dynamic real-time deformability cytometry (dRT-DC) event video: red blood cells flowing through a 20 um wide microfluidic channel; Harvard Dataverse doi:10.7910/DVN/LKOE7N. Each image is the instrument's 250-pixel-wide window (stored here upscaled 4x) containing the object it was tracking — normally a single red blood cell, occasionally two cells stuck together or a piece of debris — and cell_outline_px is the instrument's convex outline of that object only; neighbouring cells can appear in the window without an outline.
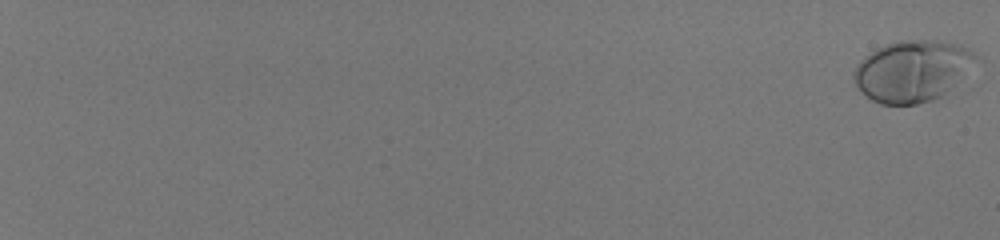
{"species": "human", "species_latin": "Homo sapiens", "temperature_condition": "room temperature", "stored_images_in_passage": 59, "camera_frame_rate_fps": 3000, "um_per_image_px": 0.085, "donor": {"sex": "male"}, "frame": {"image": 1, "passage_image": 1, "time_ms": 0.0, "image_size_px": [1000, 240], "cell_outline_px": [[976, 56], [952, 84], [940, 96], [932, 100], [916, 104], [880, 104], [872, 100], [856, 84], [852, 76], [860, 60], [864, 56], [876, 48], [884, 44], [900, 40], [944, 40], [960, 44], [968, 48]], "centroid_in_image_um": [77.45, 5.99], "position_along_channel_um": 7.5, "area_um2": 42.43}}
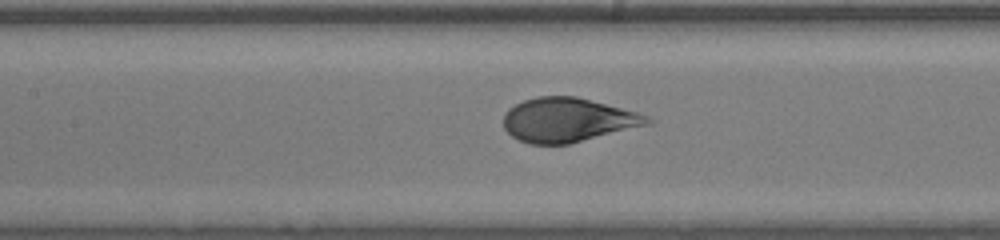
{"frame": {"image": 2, "passage_image": 35, "time_ms": 11.333, "image_size_px": [1000, 240], "cell_outline_px": [[656, 120], [652, 124], [568, 144], [528, 144], [512, 136], [504, 128], [504, 112], [508, 108], [524, 100], [536, 96], [576, 96], [636, 112], [648, 116]], "centroid_in_image_um": [48.27, 10.2], "position_along_channel_um": 159.1, "area_um2": 37.05}}
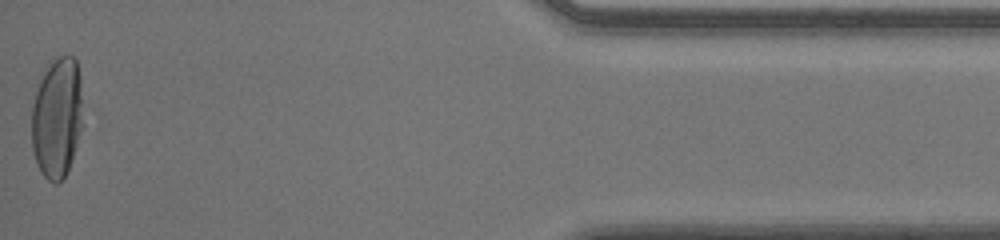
{"frame": {"image": 3, "passage_image": 59, "time_ms": 19.333, "image_size_px": [1000, 240], "cell_outline_px": [[84, 124], [72, 160], [64, 176], [56, 184], [52, 184], [40, 172], [36, 164], [32, 152], [32, 104], [40, 80], [52, 56], [72, 56], [76, 60], [80, 76]], "centroid_in_image_um": [4.86, 10.0], "position_along_channel_um": 430.3, "area_um2": 36.76}, "authors_computed_cell_mechanics": {"area_um2": 38.6104, "velocity_mm_per_s": 4.0403, "shape_relaxation_time_tau1_ms": 4.0694, "shape_relaxation_time_tau2_ms": null, "deformation_change_tau1": 0.2043, "deformation_change_tau2": null}}